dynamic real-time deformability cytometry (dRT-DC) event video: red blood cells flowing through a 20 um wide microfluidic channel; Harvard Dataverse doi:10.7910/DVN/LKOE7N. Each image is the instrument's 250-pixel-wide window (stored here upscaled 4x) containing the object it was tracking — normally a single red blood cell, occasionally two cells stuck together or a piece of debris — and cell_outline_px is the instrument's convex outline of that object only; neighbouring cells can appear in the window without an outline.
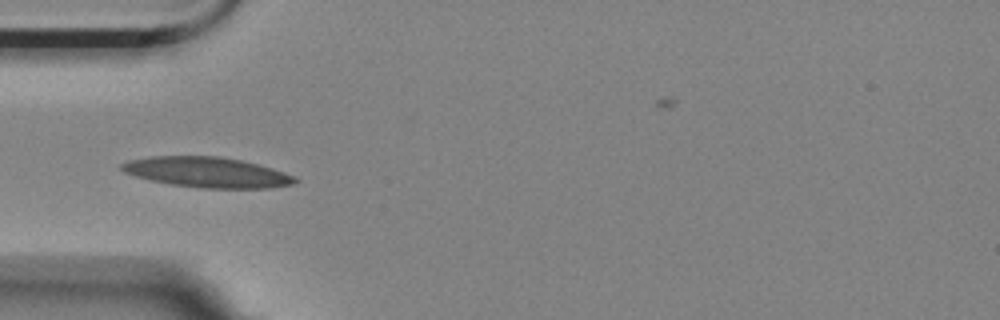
{"species": "Egyptian fruit bat (a non-hibernating species)", "species_latin": "Rousettus aegyptiacus", "temperature_condition": "room temperature", "stored_images_in_passage": 10, "camera_frame_rate_fps": 3000, "um_per_image_px": 0.085, "animal": {"sex": "female"}, "frame": {"image": 1, "passage_image": 6, "time_ms": 1.667, "image_size_px": [1000, 320], "cell_outline_px": [[300, 180], [292, 184], [268, 188], [200, 188], [172, 184], [152, 180], [136, 176], [124, 172], [120, 168], [120, 164], [128, 160], [152, 156], [220, 156], [240, 160], [272, 168], [284, 172]], "centroid_in_image_um": [17.58, 14.64], "position_along_channel_um": 67.4, "area_um2": 30.4}}
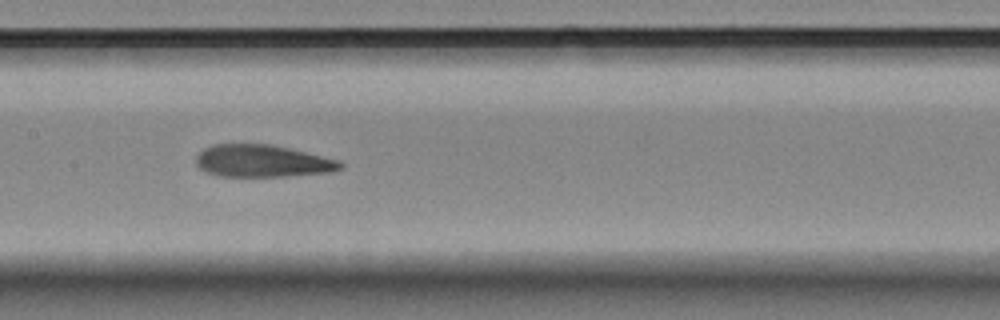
{"frame": {"image": 2, "passage_image": 9, "time_ms": 2.667, "image_size_px": [1000, 320], "cell_outline_px": [[344, 168], [332, 172], [284, 176], [216, 176], [204, 172], [196, 164], [196, 156], [204, 148], [212, 144], [272, 144], [340, 160], [344, 164]], "centroid_in_image_um": [22.3, 13.69], "position_along_channel_um": 185.1, "area_um2": 27.34}}
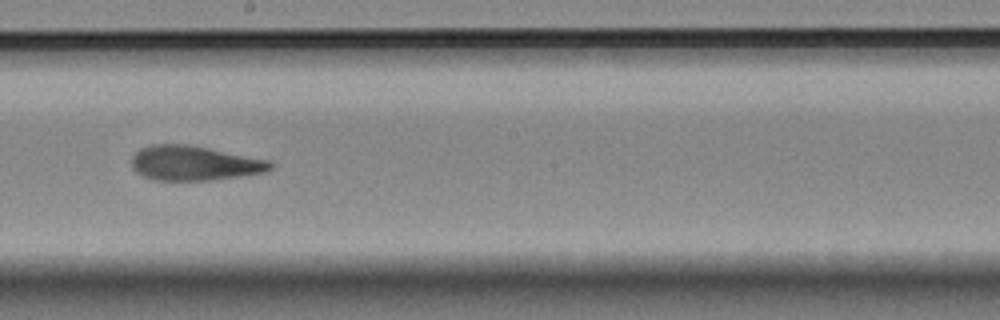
{"frame": {"image": 3, "passage_image": 10, "time_ms": 3.0, "image_size_px": [1000, 320], "cell_outline_px": [[276, 164], [268, 172], [212, 180], [152, 180], [140, 176], [132, 168], [132, 156], [140, 148], [152, 144], [188, 144], [268, 160]], "centroid_in_image_um": [16.5, 13.88], "position_along_channel_um": 231.7, "area_um2": 28.21}}